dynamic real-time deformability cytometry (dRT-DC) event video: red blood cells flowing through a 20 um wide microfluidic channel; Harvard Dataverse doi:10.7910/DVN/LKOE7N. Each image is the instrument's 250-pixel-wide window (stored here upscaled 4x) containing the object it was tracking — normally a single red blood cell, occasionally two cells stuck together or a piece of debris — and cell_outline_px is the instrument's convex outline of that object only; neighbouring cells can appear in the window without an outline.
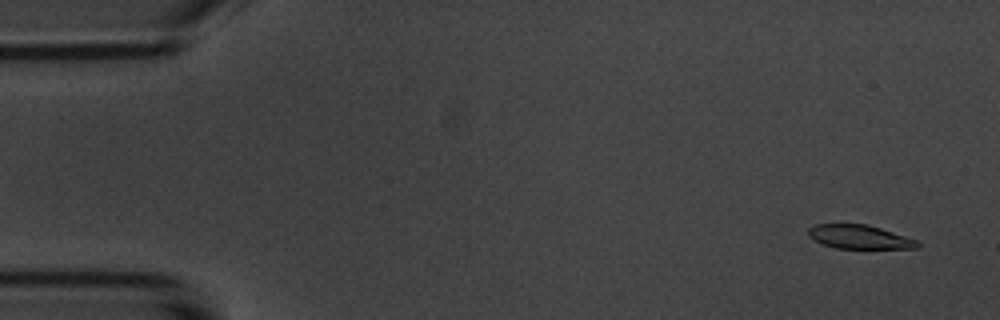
{"species": "common noctule bat (a hibernating species)", "species_latin": "Nyctalus noctula", "temperature_condition": "room temperature", "stored_images_in_passage": 54, "camera_frame_rate_fps": 3000, "um_per_image_px": 0.085, "animal": {"sex": "male", "body_mass_g": 20.1, "forearm_length_mm": 53.5}, "frame": {"image": 1, "passage_image": 3, "time_ms": 0.667, "image_size_px": [1000, 320], "cell_outline_px": [[920, 248], [836, 248], [824, 244], [808, 236], [808, 228], [816, 224], [864, 224], [880, 228], [916, 240], [920, 244]], "centroid_in_image_um": [73.04, 20.13], "position_along_channel_um": 12.0, "area_um2": 14.85}}
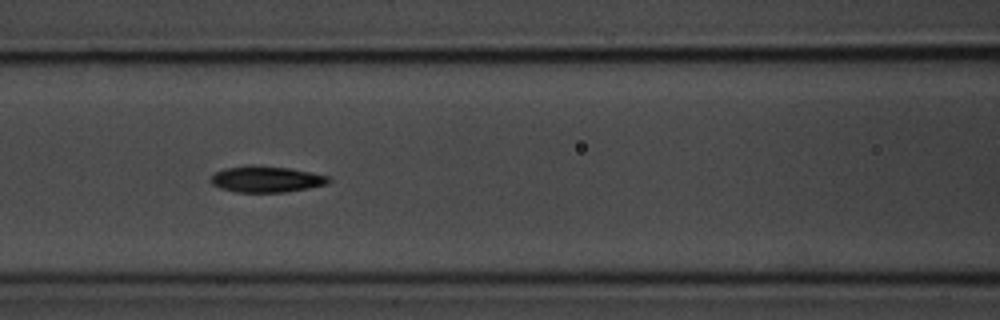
{"frame": {"image": 2, "passage_image": 23, "time_ms": 7.333, "image_size_px": [1000, 320], "cell_outline_px": [[332, 180], [328, 184], [308, 188], [284, 192], [236, 192], [220, 188], [212, 184], [212, 172], [224, 168], [244, 164], [252, 164], [288, 168], [328, 176]], "centroid_in_image_um": [22.59, 15.21], "position_along_channel_um": 144.0, "area_um2": 18.15}}
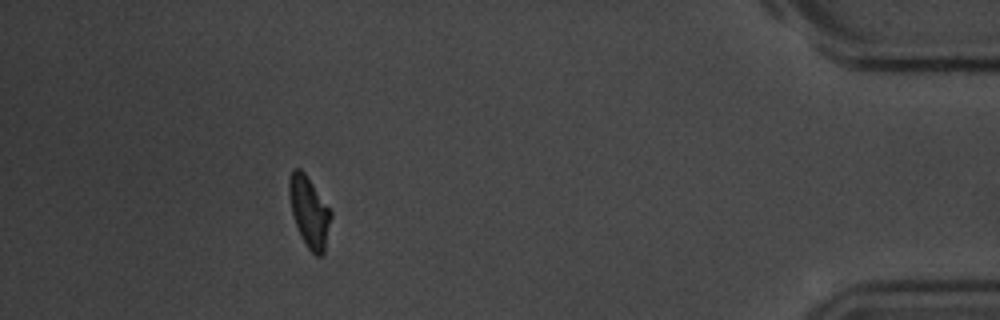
{"frame": {"image": 3, "passage_image": 49, "time_ms": 16.0, "image_size_px": [1000, 320], "cell_outline_px": [[332, 216], [324, 252], [320, 256], [316, 256], [308, 248], [300, 236], [292, 212], [288, 196], [288, 180], [292, 168], [300, 168], [304, 172], [332, 212]], "centroid_in_image_um": [26.27, 17.99], "position_along_channel_um": 408.9, "area_um2": 17.17}, "authors_computed_cell_mechanics": {"area_um2": 17.2533, "velocity_mm_per_s": 3.7071, "shape_relaxation_time_tau1_ms": 2.3797, "shape_relaxation_time_tau2_ms": 9.2376, "deformation_change_tau1": 0.1214, "deformation_change_tau2": 0.1364}}